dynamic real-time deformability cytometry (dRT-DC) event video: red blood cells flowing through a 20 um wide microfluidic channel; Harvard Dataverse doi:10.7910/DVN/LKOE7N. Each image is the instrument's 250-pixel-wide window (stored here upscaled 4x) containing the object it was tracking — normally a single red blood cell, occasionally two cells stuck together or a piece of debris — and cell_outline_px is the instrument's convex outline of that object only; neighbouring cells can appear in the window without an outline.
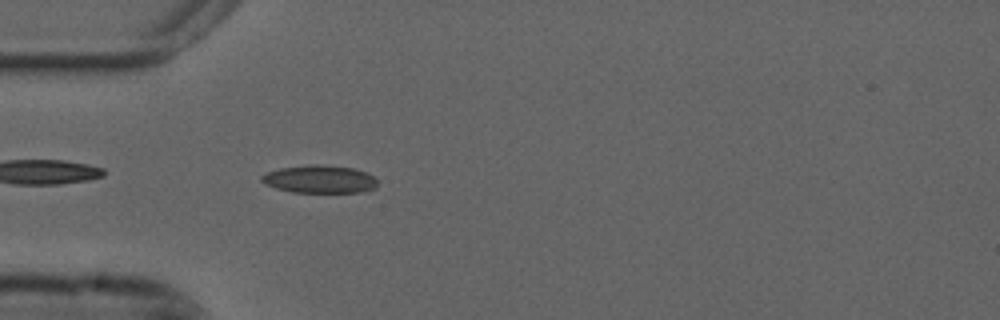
{"species": "common noctule bat (a hibernating species)", "species_latin": "Nyctalus noctula", "temperature_condition": "cold", "stored_images_in_passage": 42, "camera_frame_rate_fps": 3000, "um_per_image_px": 0.085, "animal": {"sex": "male", "forearm_length_mm": 52.5}, "frame": {"image": 1, "passage_image": 3, "time_ms": 0.667, "image_size_px": [1000, 320], "cell_outline_px": [[376, 188], [356, 192], [292, 192], [276, 188], [264, 184], [260, 180], [260, 176], [268, 172], [280, 168], [308, 164], [316, 164], [352, 168], [368, 172], [376, 180]], "centroid_in_image_um": [27.13, 15.22], "position_along_channel_um": 57.9, "area_um2": 18.73}}
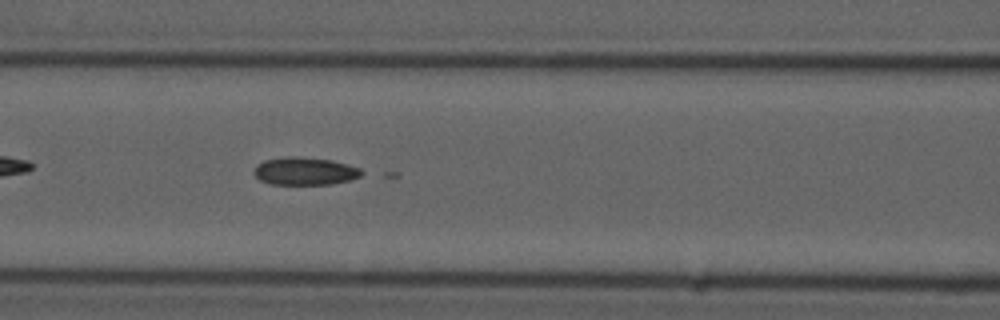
{"frame": {"image": 2, "passage_image": 10, "time_ms": 3.0, "image_size_px": [1000, 320], "cell_outline_px": [[368, 172], [352, 180], [332, 184], [272, 184], [260, 180], [252, 172], [256, 164], [264, 160], [288, 156], [296, 156], [332, 160], [348, 164], [360, 168]], "centroid_in_image_um": [25.95, 14.54], "position_along_channel_um": 140.6, "area_um2": 17.69}}
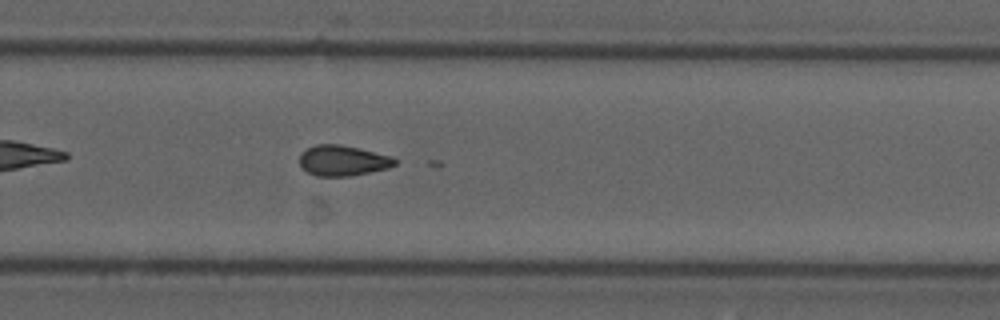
{"frame": {"image": 3, "passage_image": 23, "time_ms": 7.333, "image_size_px": [1000, 320], "cell_outline_px": [[400, 160], [396, 164], [388, 168], [348, 176], [316, 176], [308, 172], [300, 164], [300, 156], [308, 148], [316, 144], [340, 144], [360, 148], [392, 156]], "centroid_in_image_um": [29.19, 13.64], "position_along_channel_um": 300.6, "area_um2": 16.88}}